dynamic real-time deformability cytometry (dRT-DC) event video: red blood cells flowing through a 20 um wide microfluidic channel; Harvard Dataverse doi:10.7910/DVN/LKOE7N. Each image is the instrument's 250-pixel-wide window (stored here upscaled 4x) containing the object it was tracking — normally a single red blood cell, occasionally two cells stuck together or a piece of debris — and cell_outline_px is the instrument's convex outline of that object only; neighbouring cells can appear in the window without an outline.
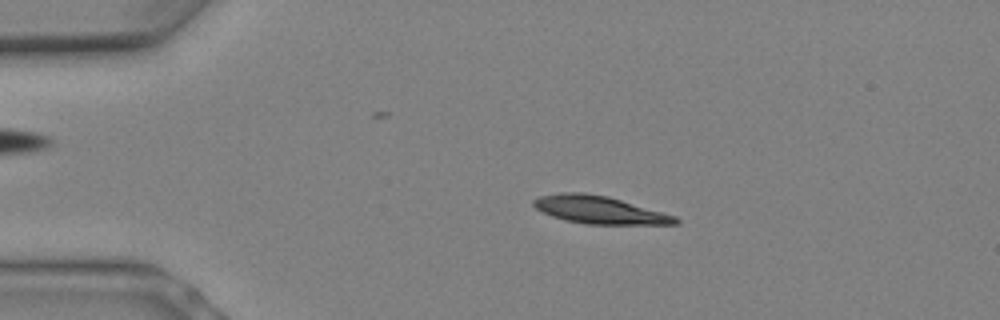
{"species": "Egyptian fruit bat (a non-hibernating species)", "species_latin": "Rousettus aegyptiacus", "temperature_condition": "warm", "stored_images_in_passage": 7, "camera_frame_rate_fps": 3000, "um_per_image_px": 0.085, "animal": {"sex": "female"}, "frame": {"image": 1, "passage_image": 4, "time_ms": 1.0, "image_size_px": [1000, 320], "cell_outline_px": [[680, 224], [588, 224], [568, 220], [552, 216], [536, 208], [532, 204], [532, 200], [540, 196], [560, 192], [584, 192], [608, 196], [676, 216], [680, 220]], "centroid_in_image_um": [50.96, 17.83], "position_along_channel_um": 34.0, "area_um2": 22.72}}